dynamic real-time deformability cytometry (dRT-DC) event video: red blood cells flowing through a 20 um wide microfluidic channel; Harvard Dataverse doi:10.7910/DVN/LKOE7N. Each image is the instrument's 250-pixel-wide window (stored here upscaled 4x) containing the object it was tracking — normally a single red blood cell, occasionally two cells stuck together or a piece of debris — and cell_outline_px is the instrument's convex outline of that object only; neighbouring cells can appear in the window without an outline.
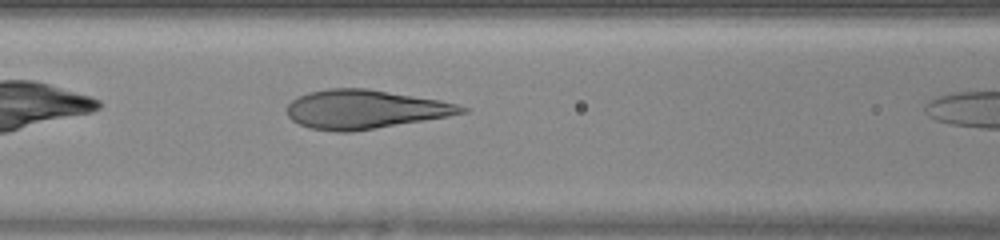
{"species": "human", "species_latin": "Homo sapiens", "temperature_condition": "warm", "stored_images_in_passage": 8, "camera_frame_rate_fps": 3000, "um_per_image_px": 0.085, "donor": {"sex": "female"}, "frame": {"image": 1, "passage_image": 7, "time_ms": 2.0, "image_size_px": [1000, 240], "cell_outline_px": [[468, 112], [448, 116], [352, 132], [336, 132], [308, 128], [292, 120], [288, 116], [284, 108], [296, 96], [308, 92], [328, 88], [368, 88], [440, 100], [456, 104], [468, 108]], "centroid_in_image_um": [30.96, 9.29], "position_along_channel_um": 135.6, "area_um2": 39.71}}